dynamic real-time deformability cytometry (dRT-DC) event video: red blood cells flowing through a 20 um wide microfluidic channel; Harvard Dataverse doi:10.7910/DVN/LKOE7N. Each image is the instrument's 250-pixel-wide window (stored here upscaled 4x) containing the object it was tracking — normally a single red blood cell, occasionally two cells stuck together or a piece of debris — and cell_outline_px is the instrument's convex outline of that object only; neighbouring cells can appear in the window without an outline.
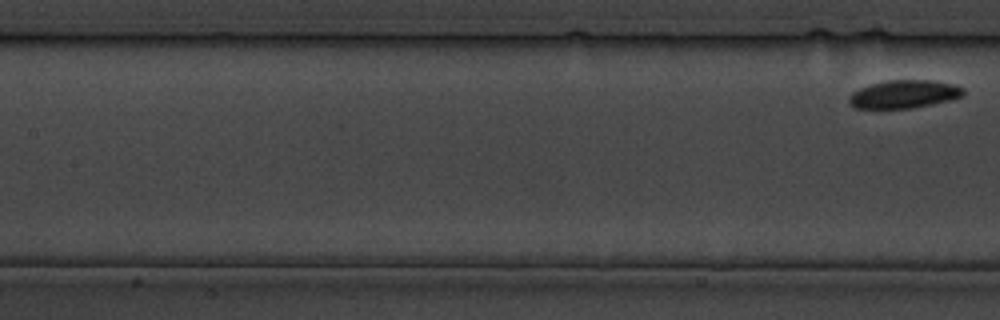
{"species": "common noctule bat (a hibernating species)", "species_latin": "Nyctalus noctula", "temperature_condition": "cold", "stored_images_in_passage": 11, "camera_frame_rate_fps": 3000, "um_per_image_px": 0.085, "animal": {"sex": "male", "body_mass_g": 19.5, "forearm_length_mm": 54.6}, "frame": {"image": 1, "passage_image": 11, "time_ms": 12.333, "image_size_px": [1000, 320], "cell_outline_px": [[964, 96], [948, 100], [912, 108], [856, 108], [848, 104], [848, 96], [852, 92], [860, 88], [872, 84], [888, 80], [932, 80], [952, 84], [964, 88]], "centroid_in_image_um": [76.82, 8.0], "position_along_channel_um": 130.6, "area_um2": 18.61}}